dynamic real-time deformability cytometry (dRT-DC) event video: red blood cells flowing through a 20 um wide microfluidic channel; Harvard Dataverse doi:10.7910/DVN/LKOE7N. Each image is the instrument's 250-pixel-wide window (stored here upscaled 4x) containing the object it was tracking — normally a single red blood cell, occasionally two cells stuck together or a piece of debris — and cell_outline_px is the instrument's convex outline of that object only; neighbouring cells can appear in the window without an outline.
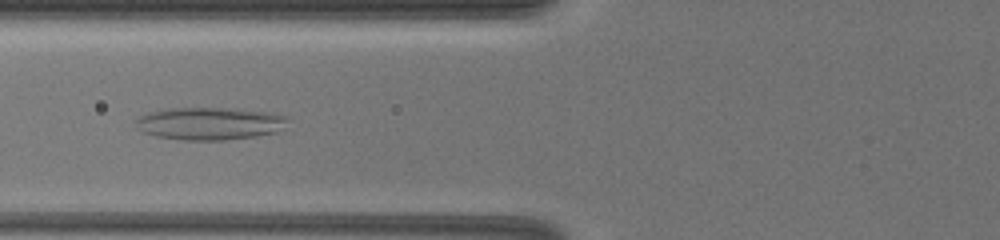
{"species": "common noctule bat (a hibernating species)", "species_latin": "Nyctalus noctula", "temperature_condition": "warm", "stored_images_in_passage": 7, "camera_frame_rate_fps": 3000, "um_per_image_px": 0.085, "animal": {"sex": "female", "body_mass_g": 19.5, "forearm_length_mm": 54.1}, "frame": {"image": 1, "passage_image": 7, "time_ms": 6.667, "image_size_px": [1000, 240], "cell_outline_px": [[288, 120], [276, 132], [256, 136], [224, 140], [180, 140], [156, 136], [144, 132], [136, 128], [136, 120], [144, 112], [160, 108], [236, 108], [268, 112], [288, 116]], "centroid_in_image_um": [17.76, 10.48], "position_along_channel_um": 108.0, "area_um2": 29.13}}